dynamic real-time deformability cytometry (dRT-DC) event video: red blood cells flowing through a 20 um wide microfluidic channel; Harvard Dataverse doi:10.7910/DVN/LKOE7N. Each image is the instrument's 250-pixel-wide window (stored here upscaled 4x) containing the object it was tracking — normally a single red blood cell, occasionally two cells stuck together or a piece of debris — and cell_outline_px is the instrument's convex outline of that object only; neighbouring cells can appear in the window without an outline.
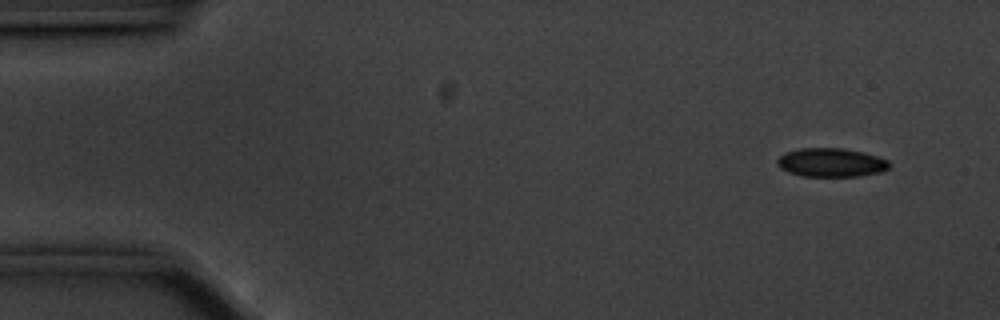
{"species": "common noctule bat (a hibernating species)", "species_latin": "Nyctalus noctula", "temperature_condition": "cold", "stored_images_in_passage": 56, "camera_frame_rate_fps": 3000, "um_per_image_px": 0.085, "animal": {"sex": "male", "body_mass_g": 20.1, "forearm_length_mm": 53.5}, "frame": {"image": 1, "passage_image": 4, "time_ms": 1.0, "image_size_px": [1000, 320], "cell_outline_px": [[888, 168], [880, 172], [860, 176], [804, 176], [788, 172], [780, 168], [776, 160], [780, 156], [788, 152], [800, 148], [844, 148], [864, 152], [888, 160]], "centroid_in_image_um": [70.64, 13.81], "position_along_channel_um": 14.4, "area_um2": 18.61}}
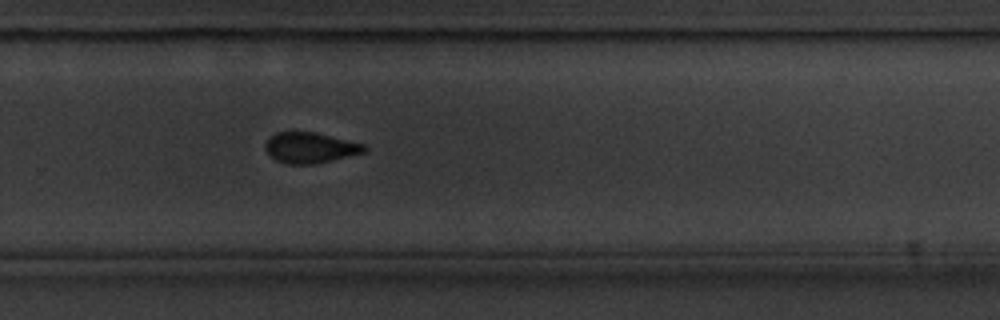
{"frame": {"image": 2, "passage_image": 37, "time_ms": 12.0, "image_size_px": [1000, 320], "cell_outline_px": [[368, 148], [364, 152], [316, 164], [284, 164], [276, 160], [264, 148], [264, 144], [276, 132], [312, 132], [364, 144]], "centroid_in_image_um": [26.34, 12.57], "position_along_channel_um": 303.5, "area_um2": 17.4}}
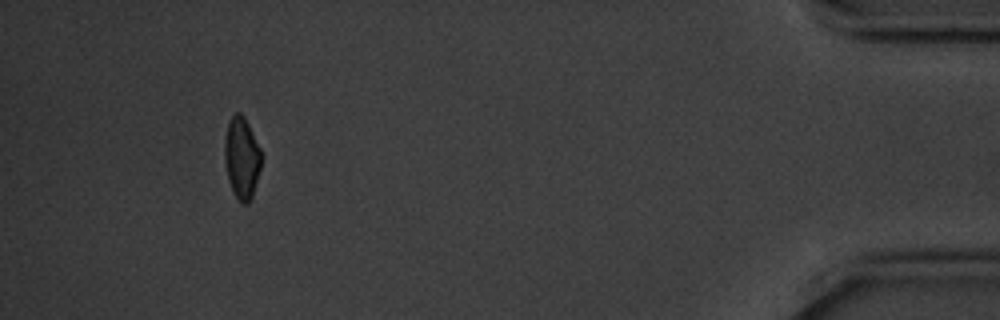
{"frame": {"image": 3, "passage_image": 52, "time_ms": 17.0, "image_size_px": [1000, 320], "cell_outline_px": [[260, 168], [252, 196], [248, 204], [240, 204], [228, 180], [224, 160], [224, 140], [228, 124], [232, 116], [236, 112], [240, 112], [244, 116], [260, 148]], "centroid_in_image_um": [20.53, 13.42], "position_along_channel_um": 414.7, "area_um2": 17.28}, "authors_computed_cell_mechanics": {"area_um2": 18.785, "velocity_mm_per_s": 3.5426, "shape_relaxation_time_tau1_ms": 3.0955, "shape_relaxation_time_tau2_ms": null, "deformation_change_tau1": 0.0742, "deformation_change_tau2": null}}